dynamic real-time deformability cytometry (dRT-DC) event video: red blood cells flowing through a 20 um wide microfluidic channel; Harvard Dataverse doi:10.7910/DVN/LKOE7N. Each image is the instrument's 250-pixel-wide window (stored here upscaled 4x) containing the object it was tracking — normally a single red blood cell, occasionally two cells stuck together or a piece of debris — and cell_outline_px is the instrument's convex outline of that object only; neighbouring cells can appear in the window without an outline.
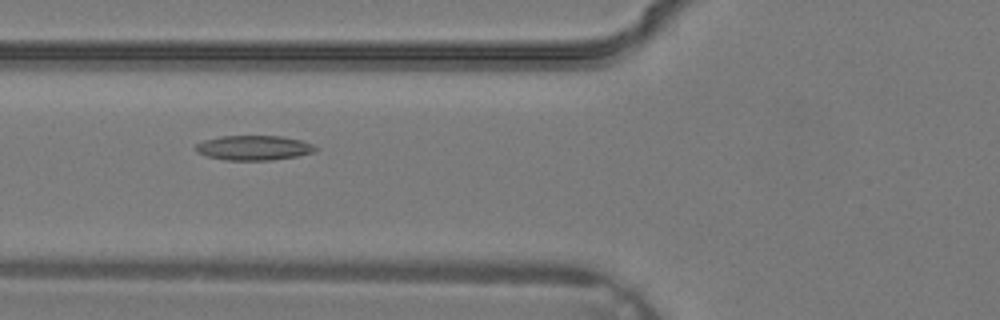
{"species": "common noctule bat (a hibernating species)", "species_latin": "Nyctalus noctula", "temperature_condition": "warm", "stored_images_in_passage": 35, "camera_frame_rate_fps": 3000, "um_per_image_px": 0.085, "animal": {"sex": "male", "body_mass_g": 19.2, "forearm_length_mm": 51.8}, "frame": {"image": 1, "passage_image": 13, "time_ms": 4.0, "image_size_px": [1000, 320], "cell_outline_px": [[320, 148], [316, 152], [296, 156], [272, 160], [228, 160], [208, 156], [196, 152], [196, 144], [204, 140], [220, 136], [280, 136], [300, 140], [312, 144]], "centroid_in_image_um": [21.6, 12.56], "position_along_channel_um": 104.2, "area_um2": 17.22}}
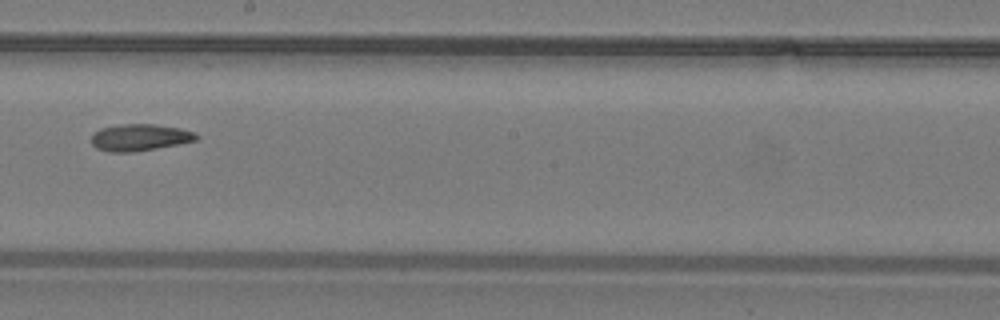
{"frame": {"image": 2, "passage_image": 20, "time_ms": 6.333, "image_size_px": [1000, 320], "cell_outline_px": [[200, 136], [196, 140], [156, 148], [132, 152], [108, 152], [96, 148], [92, 144], [92, 136], [100, 128], [120, 124], [156, 124], [180, 128], [196, 132]], "centroid_in_image_um": [11.89, 11.67], "position_along_channel_um": 236.3, "area_um2": 16.36}}
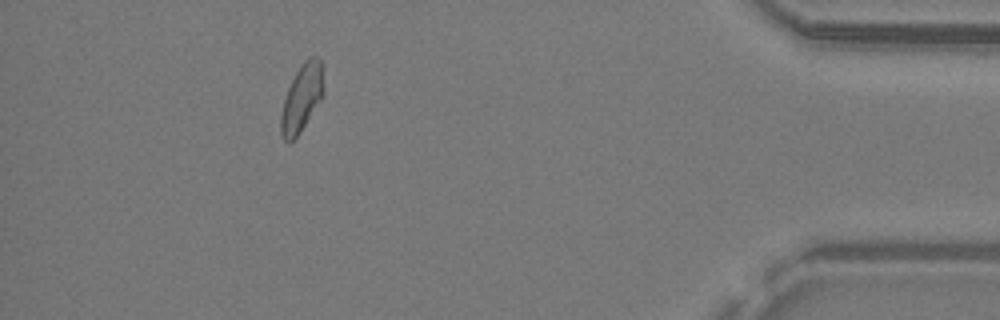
{"frame": {"image": 3, "passage_image": 32, "time_ms": 10.333, "image_size_px": [1000, 320], "cell_outline_px": [[324, 96], [300, 132], [292, 140], [284, 140], [280, 132], [280, 116], [284, 100], [288, 88], [296, 72], [304, 60], [308, 56], [316, 56], [324, 64]], "centroid_in_image_um": [25.7, 8.27], "position_along_channel_um": 409.5, "area_um2": 16.99}}